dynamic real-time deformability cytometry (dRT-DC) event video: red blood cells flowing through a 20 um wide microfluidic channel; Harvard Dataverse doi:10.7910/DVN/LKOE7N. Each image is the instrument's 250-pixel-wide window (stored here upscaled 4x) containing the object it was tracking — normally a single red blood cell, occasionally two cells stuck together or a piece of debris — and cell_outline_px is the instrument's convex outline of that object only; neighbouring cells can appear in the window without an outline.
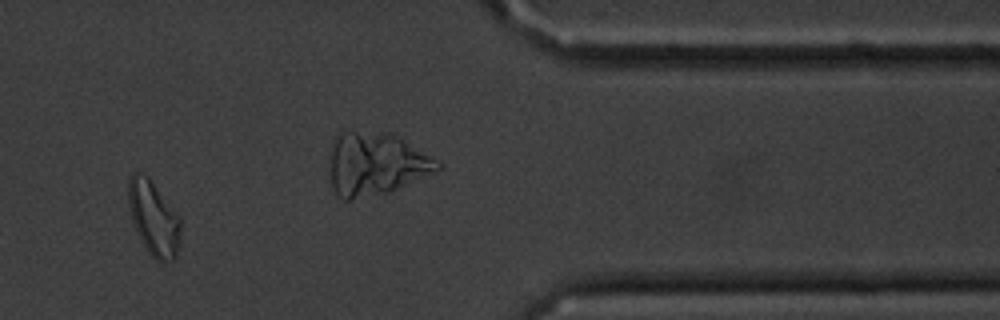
{"species": "common noctule bat (a hibernating species)", "species_latin": "Nyctalus noctula", "temperature_condition": "cold", "stored_images_in_passage": 16, "segment_of_instrument_passage": [1, 2], "camera_frame_rate_fps": 3000, "um_per_image_px": 0.085, "animal": {"sex": "male", "body_mass_g": 20.1, "forearm_length_mm": 53.5}, "frame": {"image": 1, "passage_image": 12, "time_ms": 13.667, "image_size_px": [1000, 320], "cell_outline_px": [[180, 240], [176, 260], [164, 264], [156, 260], [148, 252], [140, 240], [136, 232], [128, 208], [128, 176], [132, 172], [140, 172], [148, 176], [176, 212], [180, 220]], "centroid_in_image_um": [13.04, 18.57], "position_along_channel_um": 398.4, "area_um2": 23.12}}